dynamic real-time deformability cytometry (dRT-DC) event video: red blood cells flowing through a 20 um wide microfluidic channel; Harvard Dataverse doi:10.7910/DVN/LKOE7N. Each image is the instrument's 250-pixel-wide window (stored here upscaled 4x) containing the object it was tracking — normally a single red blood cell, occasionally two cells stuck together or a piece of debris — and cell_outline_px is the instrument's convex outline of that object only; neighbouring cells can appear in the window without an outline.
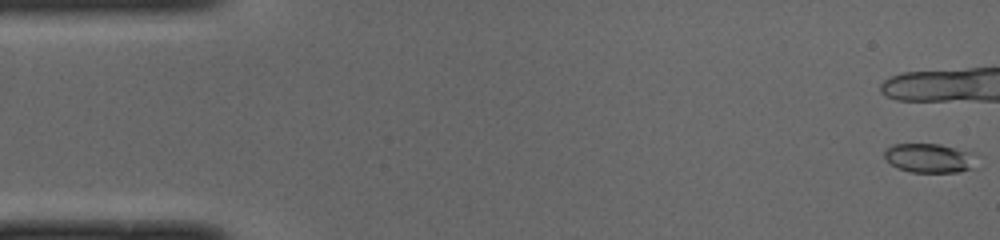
{"species": "common noctule bat (a hibernating species)", "species_latin": "Nyctalus noctula", "temperature_condition": "cold", "stored_images_in_passage": 7, "camera_frame_rate_fps": 3000, "um_per_image_px": 0.085, "animal": {"sex": "male", "body_mass_g": 19.0, "forearm_length_mm": 50.8}, "frame": {"image": 1, "passage_image": 1, "time_ms": 0.0, "image_size_px": [1000, 240], "cell_outline_px": [[976, 168], [960, 172], [912, 172], [900, 168], [892, 164], [884, 156], [884, 152], [892, 144], [940, 144], [964, 152]], "centroid_in_image_um": [78.89, 13.45], "position_along_channel_um": 6.1, "area_um2": 14.85}}